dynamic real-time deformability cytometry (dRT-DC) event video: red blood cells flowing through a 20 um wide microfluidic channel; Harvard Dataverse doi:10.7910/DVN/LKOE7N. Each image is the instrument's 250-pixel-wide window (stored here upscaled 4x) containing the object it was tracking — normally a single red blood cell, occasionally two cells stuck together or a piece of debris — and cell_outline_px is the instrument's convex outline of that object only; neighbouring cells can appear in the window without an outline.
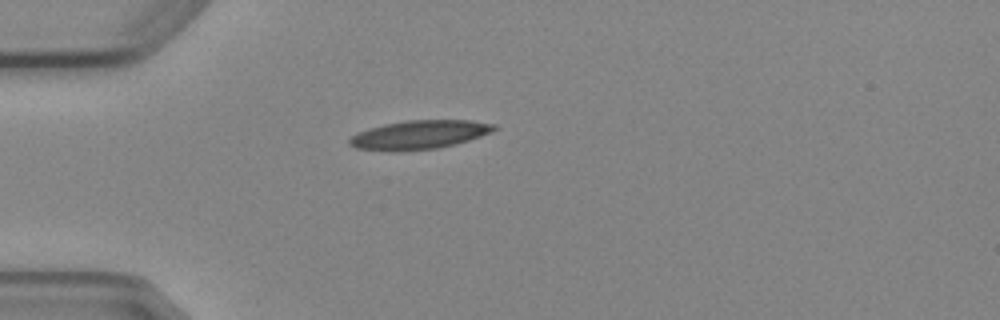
{"species": "Egyptian fruit bat (a non-hibernating species)", "species_latin": "Rousettus aegyptiacus", "temperature_condition": "cold", "stored_images_in_passage": 5, "camera_frame_rate_fps": 3000, "um_per_image_px": 0.085, "animal": {"sex": "female"}, "frame": {"image": 1, "passage_image": 5, "time_ms": 5.667, "image_size_px": [1000, 320], "cell_outline_px": [[500, 128], [492, 132], [456, 144], [436, 148], [396, 152], [356, 148], [348, 144], [348, 140], [356, 132], [368, 128], [384, 124], [408, 120], [472, 120], [496, 124]], "centroid_in_image_um": [35.64, 11.45], "position_along_channel_um": 49.4, "area_um2": 24.51}}